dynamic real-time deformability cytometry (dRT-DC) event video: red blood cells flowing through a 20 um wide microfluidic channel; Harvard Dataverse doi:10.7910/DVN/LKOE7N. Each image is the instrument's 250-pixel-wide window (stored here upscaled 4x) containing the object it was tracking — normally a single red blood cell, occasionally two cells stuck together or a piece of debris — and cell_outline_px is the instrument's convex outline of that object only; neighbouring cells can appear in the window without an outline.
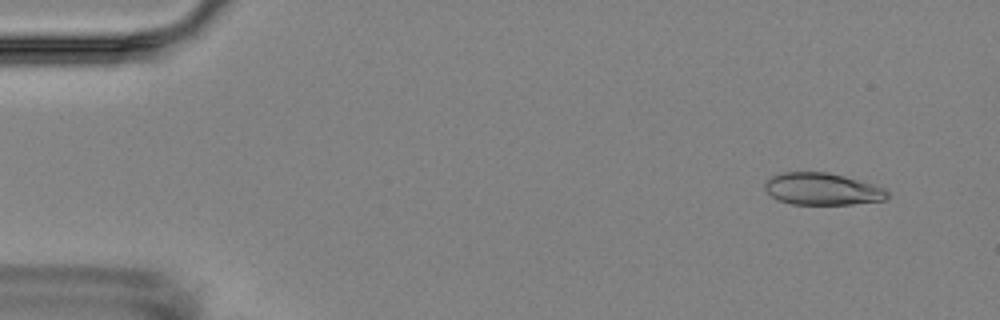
{"species": "Egyptian fruit bat (a non-hibernating species)", "species_latin": "Rousettus aegyptiacus", "temperature_condition": "room temperature", "stored_images_in_passage": 8, "camera_frame_rate_fps": 3000, "um_per_image_px": 0.085, "animal": {"sex": "female"}, "frame": {"image": 1, "passage_image": 1, "time_ms": 0.0, "image_size_px": [1000, 320], "cell_outline_px": [[888, 196], [884, 200], [852, 204], [792, 204], [776, 200], [764, 188], [764, 184], [772, 176], [780, 172], [828, 172], [844, 176], [872, 184], [884, 188], [888, 192]], "centroid_in_image_um": [69.86, 16.06], "position_along_channel_um": 15.1, "area_um2": 22.77}}
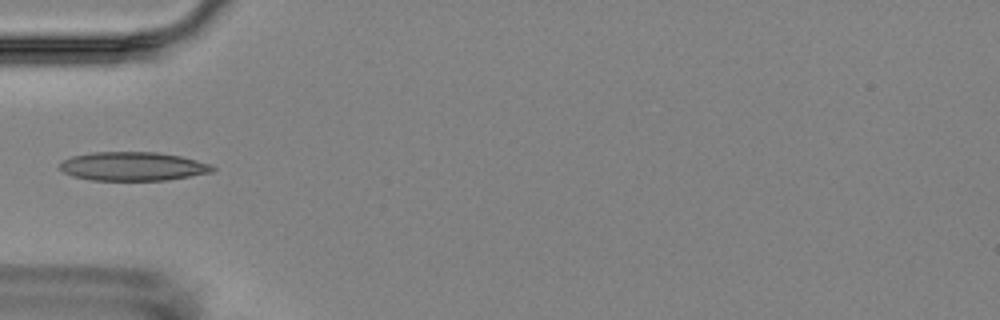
{"frame": {"image": 2, "passage_image": 5, "time_ms": 4.667, "image_size_px": [1000, 320], "cell_outline_px": [[216, 168], [212, 172], [168, 180], [92, 180], [72, 176], [64, 172], [60, 168], [60, 164], [64, 160], [72, 156], [92, 152], [156, 152], [180, 156], [212, 164]], "centroid_in_image_um": [11.31, 14.14], "position_along_channel_um": 73.7, "area_um2": 25.55}}
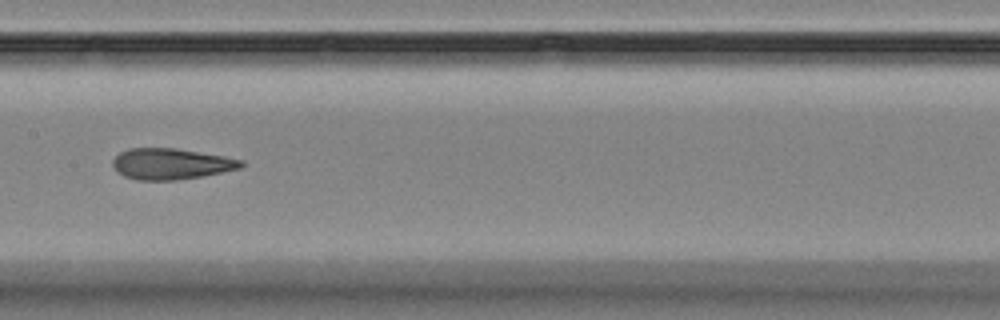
{"frame": {"image": 3, "passage_image": 8, "time_ms": 8.0, "image_size_px": [1000, 320], "cell_outline_px": [[244, 164], [240, 168], [200, 176], [176, 180], [136, 180], [124, 176], [116, 172], [112, 164], [112, 160], [120, 152], [128, 148], [176, 148], [224, 156], [244, 160]], "centroid_in_image_um": [14.5, 13.92], "position_along_channel_um": 192.9, "area_um2": 23.18}}